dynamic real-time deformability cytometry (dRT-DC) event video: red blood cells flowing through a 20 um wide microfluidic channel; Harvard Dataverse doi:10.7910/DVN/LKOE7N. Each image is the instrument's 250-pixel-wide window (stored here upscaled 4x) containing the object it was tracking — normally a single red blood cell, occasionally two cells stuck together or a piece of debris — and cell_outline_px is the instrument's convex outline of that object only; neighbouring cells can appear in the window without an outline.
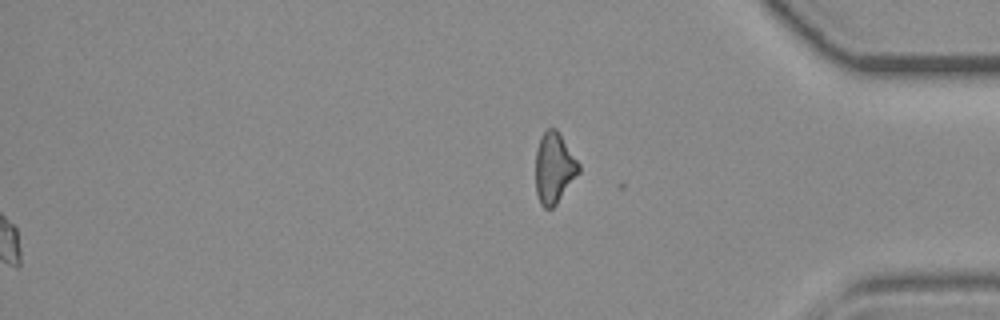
{"species": "common noctule bat (a hibernating species)", "species_latin": "Nyctalus noctula", "temperature_condition": "room temperature", "stored_images_in_passage": 47, "segment_of_instrument_passage": [2, 2], "camera_frame_rate_fps": 3000, "um_per_image_px": 0.085, "animal": {"sex": "female", "body_mass_g": 19.3, "forearm_length_mm": 54.1}, "frame": {"image": 1, "passage_image": 47, "time_ms": 15.333, "image_size_px": [1000, 320], "cell_outline_px": [[580, 172], [556, 204], [552, 208], [544, 208], [540, 204], [536, 192], [536, 152], [540, 140], [544, 132], [548, 128], [556, 128], [580, 164]], "centroid_in_image_um": [47.11, 14.29], "position_along_channel_um": 388.1, "area_um2": 17.63}}